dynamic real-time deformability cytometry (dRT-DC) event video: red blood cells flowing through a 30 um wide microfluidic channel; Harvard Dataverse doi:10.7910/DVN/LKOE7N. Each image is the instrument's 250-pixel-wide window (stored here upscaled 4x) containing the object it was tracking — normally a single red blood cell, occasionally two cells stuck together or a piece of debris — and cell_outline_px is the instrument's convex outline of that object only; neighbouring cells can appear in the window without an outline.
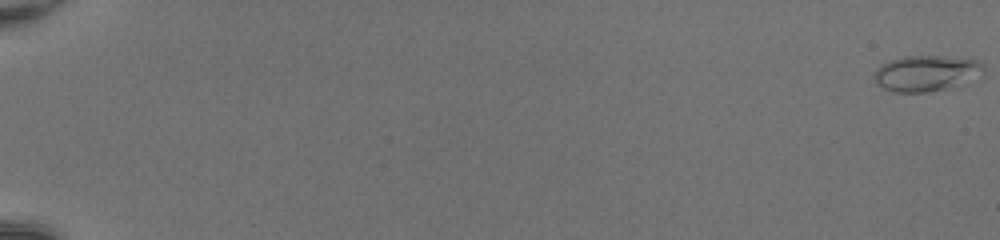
{"species": "common noctule bat (a hibernating species)", "species_latin": "Nyctalus noctula", "temperature_condition": "room temperature", "stored_images_in_passage": 52, "camera_frame_rate_fps": 3000, "um_per_image_px": 0.085, "animal": {"sex": "female", "body_mass_g": 20.0, "forearm_length_mm": 54.0}, "frame": {"image": 1, "passage_image": 1, "time_ms": 0.0, "image_size_px": [1000, 240], "cell_outline_px": [[984, 68], [944, 88], [928, 92], [896, 92], [884, 88], [876, 84], [876, 68], [880, 64], [888, 60], [904, 56], [944, 56], [976, 60], [984, 64]], "centroid_in_image_um": [78.55, 6.19], "position_along_channel_um": 6.5, "area_um2": 21.62}}
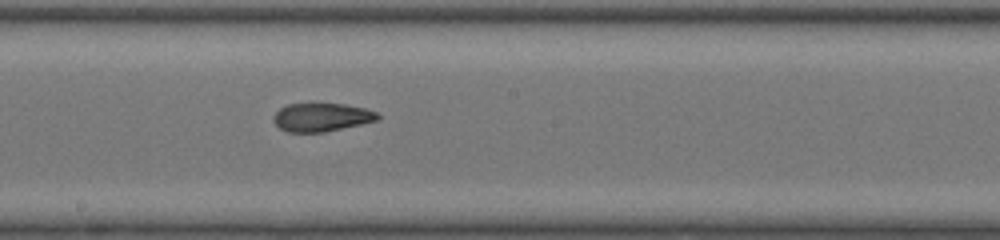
{"frame": {"image": 2, "passage_image": 32, "time_ms": 10.333, "image_size_px": [1000, 240], "cell_outline_px": [[380, 116], [376, 120], [360, 124], [324, 132], [288, 132], [280, 128], [272, 120], [272, 116], [280, 108], [288, 104], [316, 100], [344, 104], [364, 108], [376, 112]], "centroid_in_image_um": [27.27, 9.91], "position_along_channel_um": 220.9, "area_um2": 17.8}}
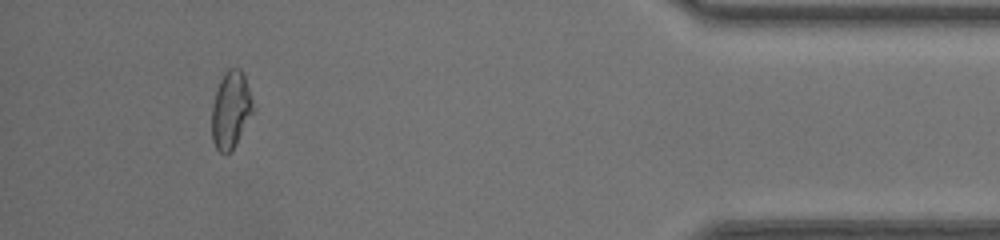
{"frame": {"image": 3, "passage_image": 49, "time_ms": 16.0, "image_size_px": [1000, 240], "cell_outline_px": [[252, 112], [236, 144], [224, 156], [216, 148], [212, 140], [212, 104], [220, 80], [224, 72], [228, 68], [240, 68], [244, 76], [252, 100]], "centroid_in_image_um": [19.58, 9.34], "position_along_channel_um": 415.6, "area_um2": 18.15}, "authors_computed_cell_mechanics": {"area_um2": 18.6983, "velocity_mm_per_s": 4.2683, "shape_relaxation_time_tau1_ms": null, "shape_relaxation_time_tau2_ms": 1.3997, "deformation_change_tau1": null, "deformation_change_tau2": 0.0682}}